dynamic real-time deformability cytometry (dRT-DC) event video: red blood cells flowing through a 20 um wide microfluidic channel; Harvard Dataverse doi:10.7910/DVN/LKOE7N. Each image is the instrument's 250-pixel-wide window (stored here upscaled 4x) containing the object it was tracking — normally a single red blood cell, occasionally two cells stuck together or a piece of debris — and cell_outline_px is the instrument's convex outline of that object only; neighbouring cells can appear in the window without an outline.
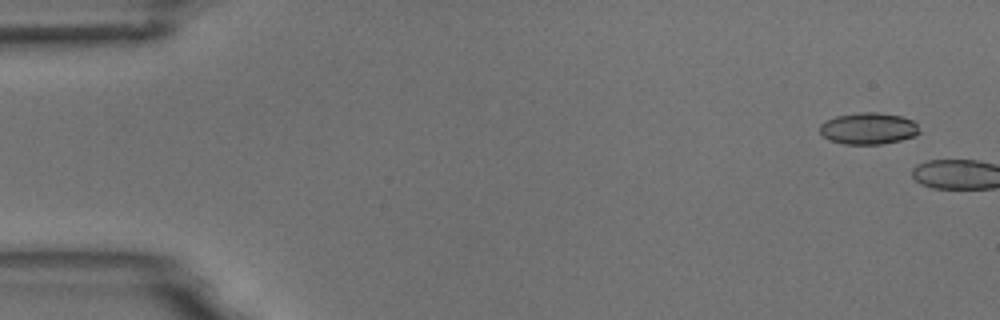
{"species": "common noctule bat (a hibernating species)", "species_latin": "Nyctalus noctula", "temperature_condition": "room temperature", "stored_images_in_passage": 2, "camera_frame_rate_fps": 3000, "um_per_image_px": 0.085, "animal": {"sex": "male", "body_mass_g": 18.8}, "frame": {"image": 1, "passage_image": 1, "time_ms": 0.0, "image_size_px": [1000, 320], "cell_outline_px": [[920, 132], [916, 136], [900, 140], [880, 144], [844, 144], [828, 140], [820, 132], [820, 124], [836, 116], [856, 112], [880, 112], [900, 116], [912, 120], [916, 124]], "centroid_in_image_um": [73.81, 10.92], "position_along_channel_um": 11.2, "area_um2": 18.38}}